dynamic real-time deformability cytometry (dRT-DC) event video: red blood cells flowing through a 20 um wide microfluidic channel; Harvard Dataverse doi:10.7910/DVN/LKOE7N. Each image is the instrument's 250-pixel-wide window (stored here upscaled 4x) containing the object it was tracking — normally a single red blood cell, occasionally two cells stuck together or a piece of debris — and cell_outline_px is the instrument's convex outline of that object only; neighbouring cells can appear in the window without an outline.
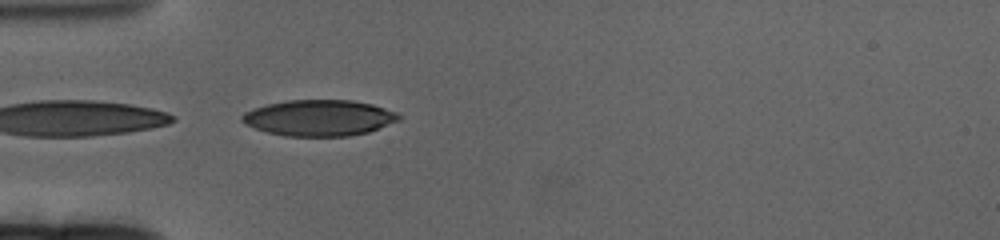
{"species": "human", "species_latin": "Homo sapiens", "temperature_condition": "cold", "stored_images_in_passage": 44, "camera_frame_rate_fps": 3000, "um_per_image_px": 0.085, "donor": {"sex": "female"}, "frame": {"image": 1, "passage_image": 1, "time_ms": 0.0, "image_size_px": [1000, 240], "cell_outline_px": [[396, 116], [392, 120], [376, 128], [364, 132], [340, 136], [296, 136], [272, 132], [248, 124], [244, 120], [244, 116], [248, 112], [272, 104], [296, 100], [344, 100], [368, 104], [380, 108]], "centroid_in_image_um": [27.07, 10.02], "position_along_channel_um": 57.9, "area_um2": 30.23}}
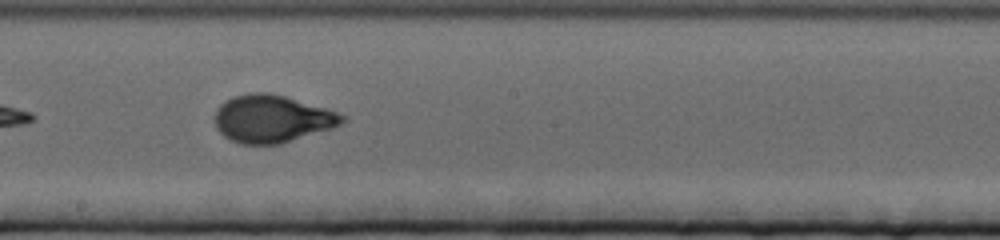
{"frame": {"image": 2, "passage_image": 17, "time_ms": 5.333, "image_size_px": [1000, 240], "cell_outline_px": [[340, 120], [336, 124], [284, 140], [268, 144], [252, 144], [236, 140], [228, 136], [220, 128], [216, 120], [216, 116], [220, 108], [228, 100], [240, 96], [280, 96], [332, 112], [340, 116]], "centroid_in_image_um": [23.02, 10.11], "position_along_channel_um": 225.2, "area_um2": 30.63}}
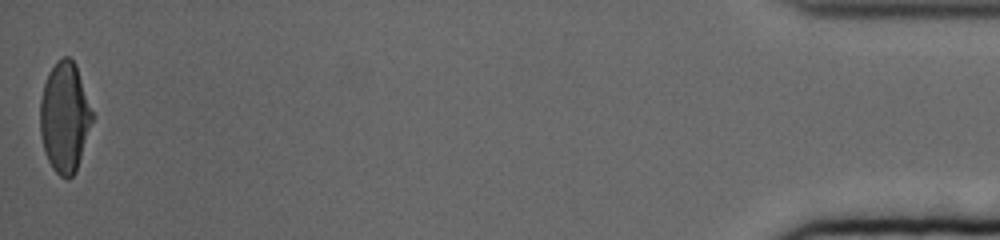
{"frame": {"image": 3, "passage_image": 44, "time_ms": 14.333, "image_size_px": [1000, 240], "cell_outline_px": [[92, 120], [76, 168], [72, 176], [60, 176], [56, 172], [44, 148], [40, 128], [40, 104], [44, 88], [48, 76], [52, 68], [64, 56], [68, 56], [72, 60], [76, 68], [92, 112]], "centroid_in_image_um": [5.48, 9.95], "position_along_channel_um": 429.7, "area_um2": 31.62}, "authors_computed_cell_mechanics": {"area_um2": 30.7207, "velocity_mm_per_s": 3.245, "shape_relaxation_time_tau1_ms": 4.6312, "shape_relaxation_time_tau2_ms": null, "deformation_change_tau1": 0.2144, "deformation_change_tau2": null}}